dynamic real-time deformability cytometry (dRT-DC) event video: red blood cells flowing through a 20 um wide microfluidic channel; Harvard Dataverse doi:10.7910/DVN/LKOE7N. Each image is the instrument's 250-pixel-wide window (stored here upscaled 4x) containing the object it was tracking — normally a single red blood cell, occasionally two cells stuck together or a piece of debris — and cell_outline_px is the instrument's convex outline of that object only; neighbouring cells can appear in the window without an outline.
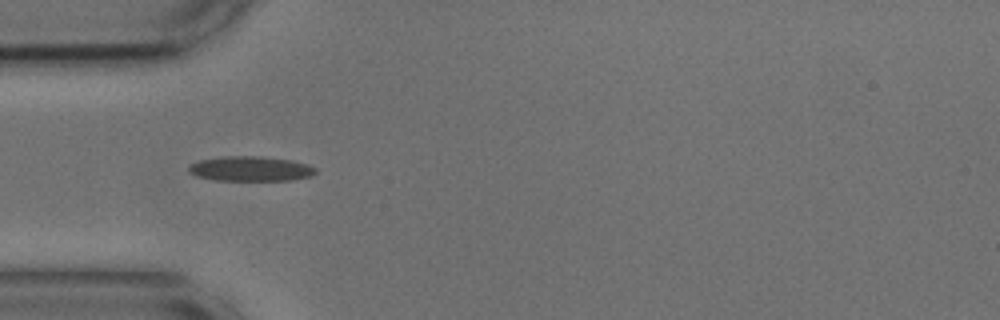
{"species": "common noctule bat (a hibernating species)", "species_latin": "Nyctalus noctula", "temperature_condition": "cold", "stored_images_in_passage": 4, "camera_frame_rate_fps": 3000, "um_per_image_px": 0.085, "animal": {"sex": "male", "body_mass_g": 17.9, "forearm_length_mm": 54.2}, "frame": {"image": 1, "passage_image": 3, "time_ms": 0.667, "image_size_px": [1000, 320], "cell_outline_px": [[316, 172], [312, 176], [292, 180], [216, 180], [196, 176], [188, 172], [188, 168], [192, 164], [200, 160], [220, 156], [264, 156], [292, 160], [308, 164], [316, 168]], "centroid_in_image_um": [21.32, 14.33], "position_along_channel_um": 63.7, "area_um2": 18.5}}